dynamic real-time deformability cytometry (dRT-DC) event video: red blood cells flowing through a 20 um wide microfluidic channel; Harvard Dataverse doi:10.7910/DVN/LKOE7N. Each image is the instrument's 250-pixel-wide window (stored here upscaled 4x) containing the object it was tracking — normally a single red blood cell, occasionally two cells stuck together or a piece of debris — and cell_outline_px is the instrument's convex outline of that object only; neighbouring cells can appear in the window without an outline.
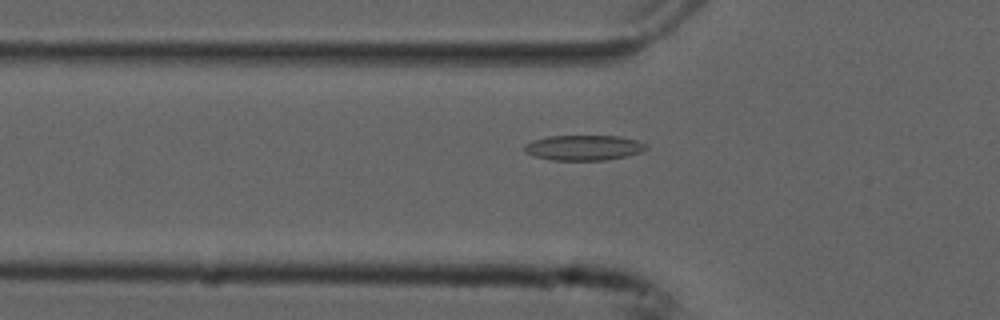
{"species": "common noctule bat (a hibernating species)", "species_latin": "Nyctalus noctula", "temperature_condition": "cold", "stored_images_in_passage": 54, "camera_frame_rate_fps": 3000, "um_per_image_px": 0.085, "animal": {"sex": "male", "forearm_length_mm": 52.5}, "frame": {"image": 1, "passage_image": 18, "time_ms": 5.667, "image_size_px": [1000, 320], "cell_outline_px": [[648, 148], [640, 152], [628, 156], [608, 160], [552, 160], [536, 156], [524, 152], [524, 144], [532, 140], [548, 136], [616, 136], [636, 140], [648, 144]], "centroid_in_image_um": [49.62, 12.55], "position_along_channel_um": 76.2, "area_um2": 17.98}}
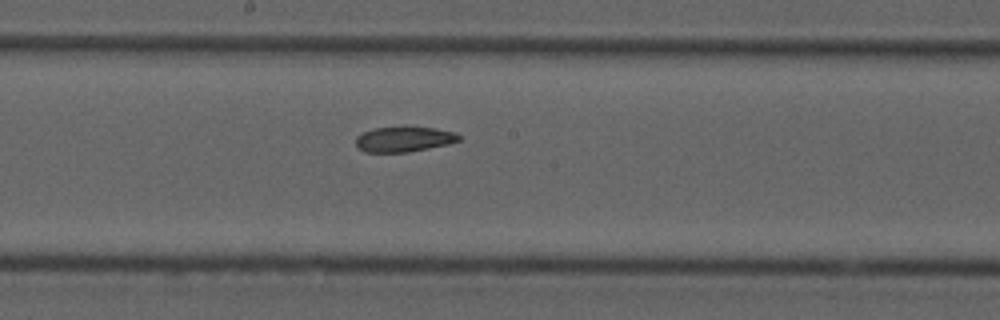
{"frame": {"image": 2, "passage_image": 29, "time_ms": 9.333, "image_size_px": [1000, 320], "cell_outline_px": [[460, 140], [448, 144], [408, 152], [364, 152], [356, 144], [356, 136], [364, 132], [376, 128], [404, 124], [436, 128], [452, 132], [460, 136]], "centroid_in_image_um": [34.33, 11.79], "position_along_channel_um": 213.9, "area_um2": 15.55}}
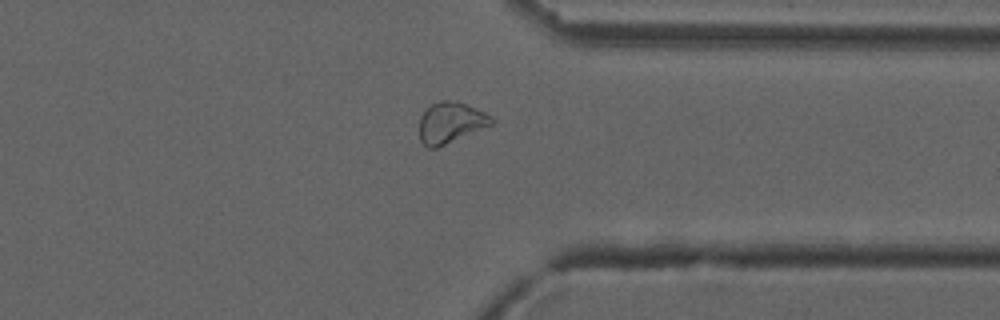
{"frame": {"image": 3, "passage_image": 42, "time_ms": 13.667, "image_size_px": [1000, 320], "cell_outline_px": [[492, 124], [436, 148], [428, 148], [420, 140], [420, 116], [432, 104], [440, 100], [456, 100], [484, 112], [492, 116]], "centroid_in_image_um": [38.28, 10.41], "position_along_channel_um": 373.1, "area_um2": 16.88}}